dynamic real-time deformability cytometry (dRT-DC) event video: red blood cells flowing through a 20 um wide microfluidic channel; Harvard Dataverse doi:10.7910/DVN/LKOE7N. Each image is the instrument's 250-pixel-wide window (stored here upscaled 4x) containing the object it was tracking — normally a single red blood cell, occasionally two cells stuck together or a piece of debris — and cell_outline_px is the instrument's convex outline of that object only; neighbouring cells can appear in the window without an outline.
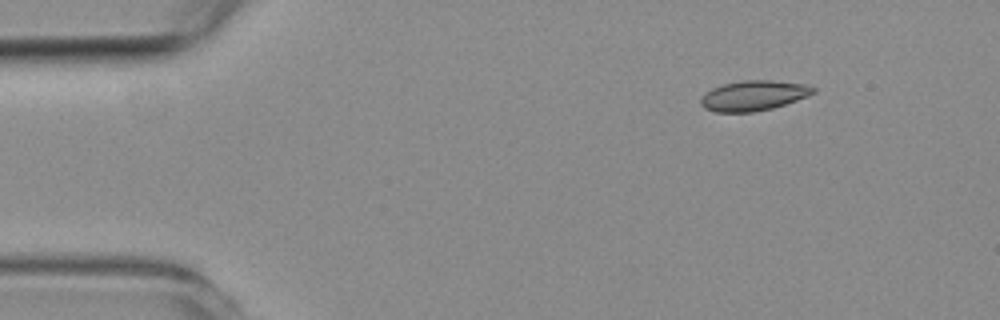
{"species": "common noctule bat (a hibernating species)", "species_latin": "Nyctalus noctula", "temperature_condition": "room temperature", "stored_images_in_passage": 5, "camera_frame_rate_fps": 3000, "um_per_image_px": 0.085, "animal": {"sex": "female", "body_mass_g": 19.3, "forearm_length_mm": 54.1}, "frame": {"image": 1, "passage_image": 2, "time_ms": 1.333, "image_size_px": [1000, 320], "cell_outline_px": [[816, 92], [808, 96], [772, 108], [752, 112], [716, 112], [704, 108], [700, 104], [700, 100], [704, 92], [712, 88], [724, 84], [740, 80], [772, 80], [808, 84], [816, 88]], "centroid_in_image_um": [64.05, 8.11], "position_along_channel_um": 20.9, "area_um2": 19.88}}
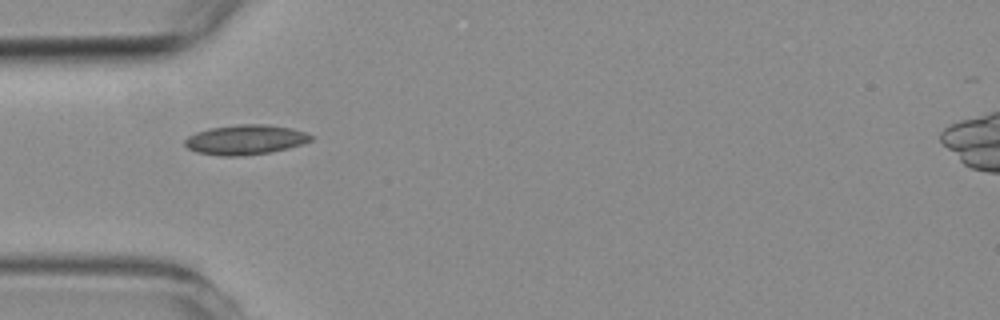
{"frame": {"image": 2, "passage_image": 5, "time_ms": 4.667, "image_size_px": [1000, 320], "cell_outline_px": [[316, 136], [312, 140], [288, 148], [268, 152], [240, 156], [220, 156], [196, 152], [188, 148], [184, 144], [184, 140], [188, 136], [196, 132], [208, 128], [236, 124], [268, 124], [292, 128]], "centroid_in_image_um": [20.84, 11.86], "position_along_channel_um": 64.2, "area_um2": 22.02}}